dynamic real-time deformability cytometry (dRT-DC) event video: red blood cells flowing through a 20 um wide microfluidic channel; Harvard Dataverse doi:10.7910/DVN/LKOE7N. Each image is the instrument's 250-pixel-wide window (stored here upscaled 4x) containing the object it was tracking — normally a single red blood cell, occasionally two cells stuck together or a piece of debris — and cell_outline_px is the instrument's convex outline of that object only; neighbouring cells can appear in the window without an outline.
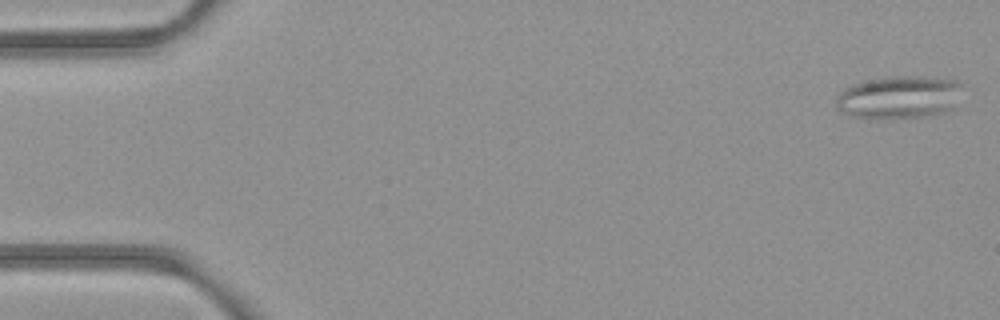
{"species": "common noctule bat (a hibernating species)", "species_latin": "Nyctalus noctula", "temperature_condition": "room temperature", "stored_images_in_passage": 51, "camera_frame_rate_fps": 3000, "um_per_image_px": 0.085, "animal": {"sex": "female", "body_mass_g": 21.9}, "frame": {"image": 1, "passage_image": 2, "time_ms": 0.333, "image_size_px": [1000, 320], "cell_outline_px": [[960, 84], [952, 108], [940, 112], [920, 116], [856, 116], [844, 112], [836, 108], [836, 96], [844, 88], [860, 80], [888, 76], [924, 76], [956, 80]], "centroid_in_image_um": [76.34, 8.19], "position_along_channel_um": 8.7, "area_um2": 30.46}}
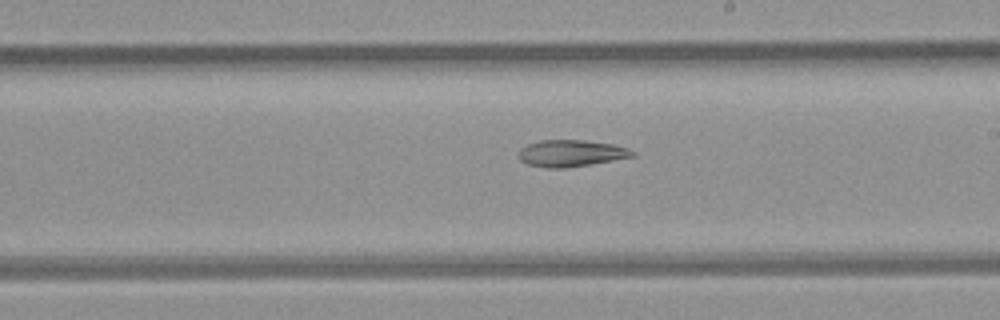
{"frame": {"image": 2, "passage_image": 31, "time_ms": 10.0, "image_size_px": [1000, 320], "cell_outline_px": [[636, 156], [564, 168], [548, 168], [528, 164], [520, 160], [520, 148], [528, 144], [540, 140], [584, 140], [612, 144], [628, 148], [636, 152]], "centroid_in_image_um": [48.55, 13.02], "position_along_channel_um": 240.4, "area_um2": 17.51}}
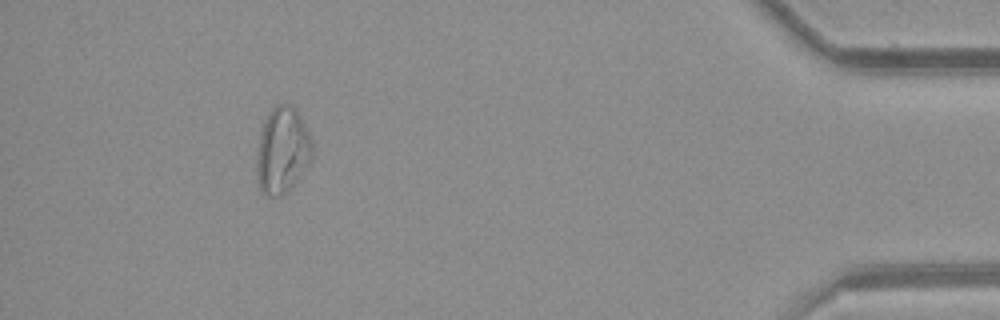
{"frame": {"image": 3, "passage_image": 49, "time_ms": 16.0, "image_size_px": [1000, 320], "cell_outline_px": [[312, 156], [292, 188], [288, 192], [280, 196], [264, 196], [260, 188], [256, 176], [256, 156], [260, 132], [264, 120], [272, 108], [276, 104], [292, 104], [308, 132], [312, 140]], "centroid_in_image_um": [23.96, 12.81], "position_along_channel_um": 411.2, "area_um2": 27.98}, "authors_computed_cell_mechanics": {"area_um2": 23.409, "velocity_mm_per_s": 3.9391, "shape_relaxation_time_tau1_ms": null, "shape_relaxation_time_tau2_ms": 8.0356, "deformation_change_tau1": null, "deformation_change_tau2": 0.1633}}